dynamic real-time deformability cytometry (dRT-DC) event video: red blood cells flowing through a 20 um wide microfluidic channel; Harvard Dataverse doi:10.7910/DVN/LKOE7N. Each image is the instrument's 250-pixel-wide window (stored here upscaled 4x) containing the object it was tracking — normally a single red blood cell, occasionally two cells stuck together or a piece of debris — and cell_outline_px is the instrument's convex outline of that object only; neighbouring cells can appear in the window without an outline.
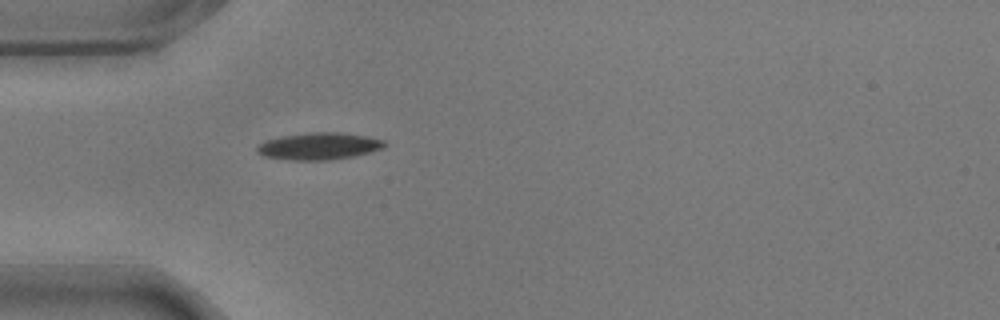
{"species": "common noctule bat (a hibernating species)", "species_latin": "Nyctalus noctula", "temperature_condition": "warm", "stored_images_in_passage": 37, "camera_frame_rate_fps": 3000, "um_per_image_px": 0.085, "animal": {"sex": "male", "body_mass_g": 17.9}, "frame": {"image": 1, "passage_image": 1, "time_ms": 0.0, "image_size_px": [1000, 320], "cell_outline_px": [[388, 144], [384, 148], [352, 156], [328, 160], [292, 160], [264, 156], [256, 152], [256, 148], [260, 144], [268, 140], [280, 136], [308, 132], [340, 132], [368, 136], [384, 140]], "centroid_in_image_um": [27.13, 12.41], "position_along_channel_um": 57.9, "area_um2": 20.06}}
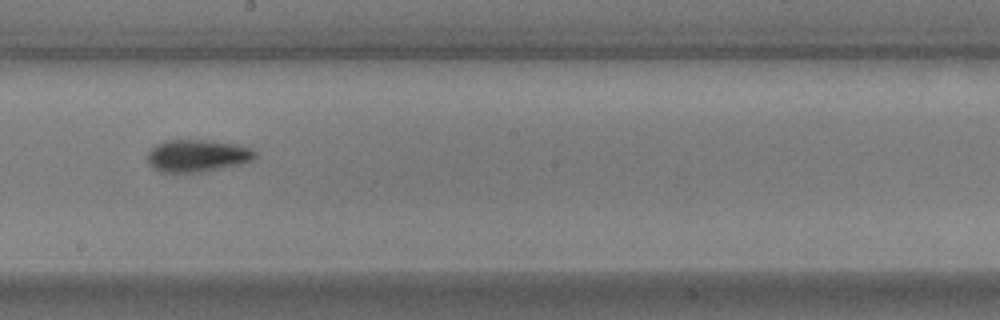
{"frame": {"image": 2, "passage_image": 16, "time_ms": 5.0, "image_size_px": [1000, 320], "cell_outline_px": [[256, 156], [252, 160], [236, 164], [196, 172], [160, 172], [152, 168], [148, 164], [148, 152], [156, 144], [164, 140], [212, 140], [236, 144], [248, 148], [256, 152]], "centroid_in_image_um": [16.7, 13.22], "position_along_channel_um": 231.5, "area_um2": 19.94}}
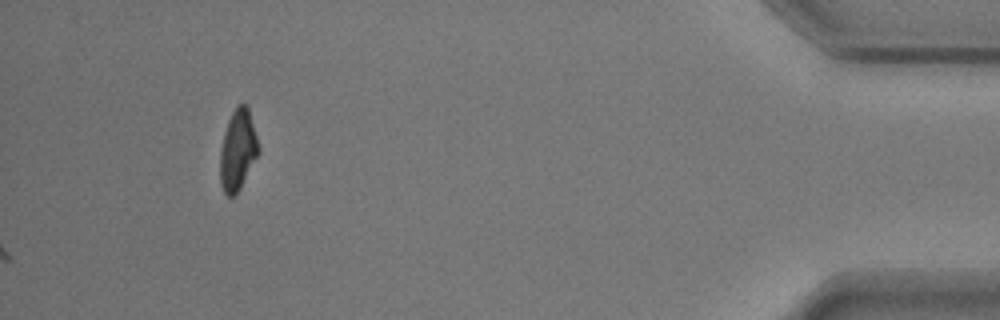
{"frame": {"image": 3, "passage_image": 37, "time_ms": 12.0, "image_size_px": [1000, 320], "cell_outline_px": [[260, 152], [240, 188], [232, 196], [228, 196], [224, 192], [220, 184], [220, 152], [224, 132], [228, 120], [232, 112], [240, 104], [248, 104], [260, 148]], "centroid_in_image_um": [20.22, 12.73], "position_along_channel_um": 415.0, "area_um2": 18.09}, "authors_computed_cell_mechanics": {"area_um2": 18.9006, "velocity_mm_per_s": 3.5442, "shape_relaxation_time_tau1_ms": 3.5484, "shape_relaxation_time_tau2_ms": 4.0228, "deformation_change_tau1": 0.155, "deformation_change_tau2": 0.1037}}